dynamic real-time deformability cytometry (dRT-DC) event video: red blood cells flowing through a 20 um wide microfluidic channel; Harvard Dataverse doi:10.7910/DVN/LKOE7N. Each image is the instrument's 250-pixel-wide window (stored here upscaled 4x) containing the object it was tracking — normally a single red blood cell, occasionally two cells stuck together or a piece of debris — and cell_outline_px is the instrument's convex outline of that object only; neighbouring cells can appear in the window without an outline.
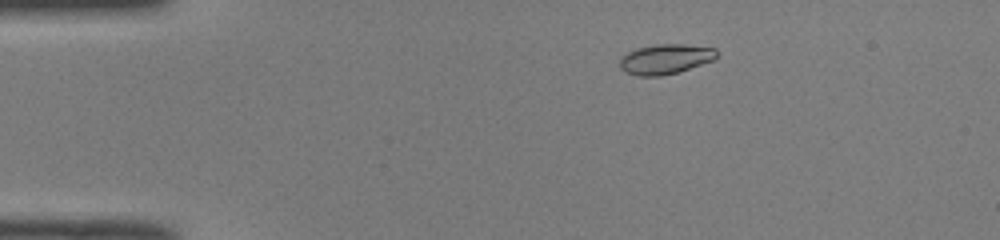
{"species": "common noctule bat (a hibernating species)", "species_latin": "Nyctalus noctula", "temperature_condition": "room temperature", "stored_images_in_passage": 43, "camera_frame_rate_fps": 3000, "um_per_image_px": 0.085, "animal": {"sex": "male", "body_mass_g": 19.0, "forearm_length_mm": 50.8}, "frame": {"image": 1, "passage_image": 1, "time_ms": 0.0, "image_size_px": [1000, 240], "cell_outline_px": [[720, 56], [716, 60], [676, 72], [660, 76], [636, 76], [620, 68], [620, 60], [628, 52], [636, 48], [656, 44], [684, 44], [716, 48], [720, 52]], "centroid_in_image_um": [56.64, 5.01], "position_along_channel_um": 28.4, "area_um2": 17.05}}
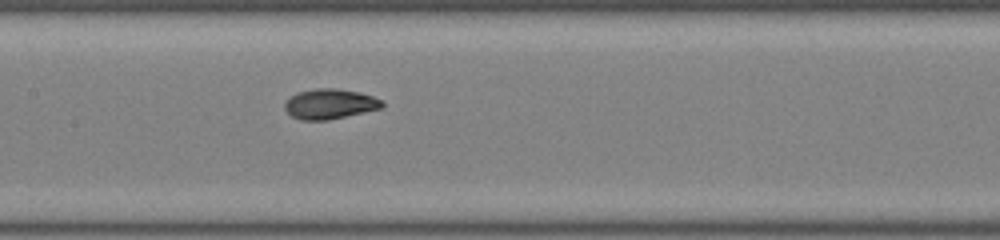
{"frame": {"image": 2, "passage_image": 17, "time_ms": 5.333, "image_size_px": [1000, 240], "cell_outline_px": [[384, 108], [328, 120], [300, 120], [292, 116], [284, 108], [284, 104], [296, 92], [316, 88], [336, 88], [356, 92], [372, 96], [384, 100]], "centroid_in_image_um": [28.06, 8.84], "position_along_channel_um": 179.3, "area_um2": 17.11}}
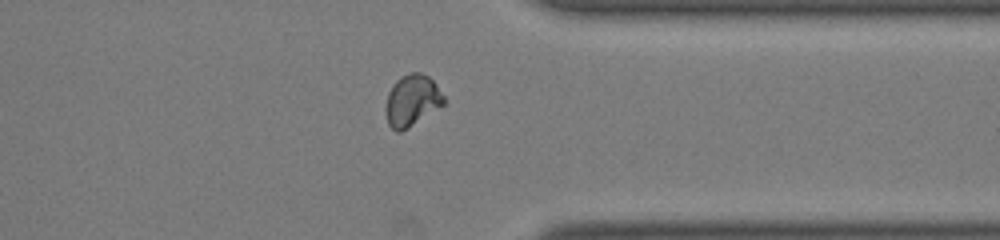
{"frame": {"image": 3, "passage_image": 32, "time_ms": 10.333, "image_size_px": [1000, 240], "cell_outline_px": [[448, 104], [408, 128], [400, 132], [396, 132], [388, 124], [384, 108], [388, 92], [392, 84], [400, 76], [412, 72], [420, 72], [428, 76], [436, 84], [444, 96]], "centroid_in_image_um": [35.04, 8.55], "position_along_channel_um": 376.4, "area_um2": 17.98}, "authors_computed_cell_mechanics": {"area_um2": 16.9354, "velocity_mm_per_s": 4.0092, "shape_relaxation_time_tau1_ms": 5.0757, "shape_relaxation_time_tau2_ms": 1.0884, "deformation_change_tau1": 0.1915, "deformation_change_tau2": 0.0391}}